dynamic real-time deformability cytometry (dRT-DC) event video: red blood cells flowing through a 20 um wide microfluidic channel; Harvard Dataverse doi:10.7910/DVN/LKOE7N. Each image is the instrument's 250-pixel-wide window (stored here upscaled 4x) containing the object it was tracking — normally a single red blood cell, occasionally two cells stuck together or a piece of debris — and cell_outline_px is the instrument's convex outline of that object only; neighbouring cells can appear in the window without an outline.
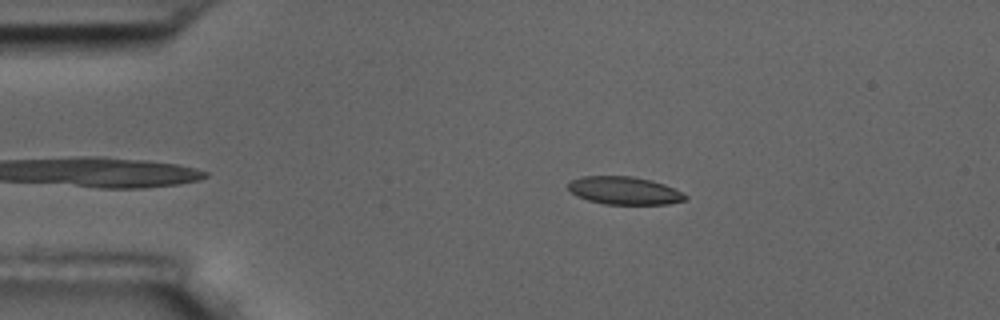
{"species": "common noctule bat (a hibernating species)", "species_latin": "Nyctalus noctula", "temperature_condition": "room temperature", "stored_images_in_passage": 5, "camera_frame_rate_fps": 3000, "um_per_image_px": 0.085, "animal": {"sex": "male", "body_mass_g": 17.5, "forearm_length_mm": 52.3}, "frame": {"image": 1, "passage_image": 1, "time_ms": 0.0, "image_size_px": [1000, 320], "cell_outline_px": [[688, 200], [668, 204], [604, 204], [588, 200], [576, 196], [568, 188], [568, 184], [572, 180], [580, 176], [632, 176], [652, 180], [664, 184], [688, 196]], "centroid_in_image_um": [53.07, 16.2], "position_along_channel_um": 31.9, "area_um2": 19.02}}
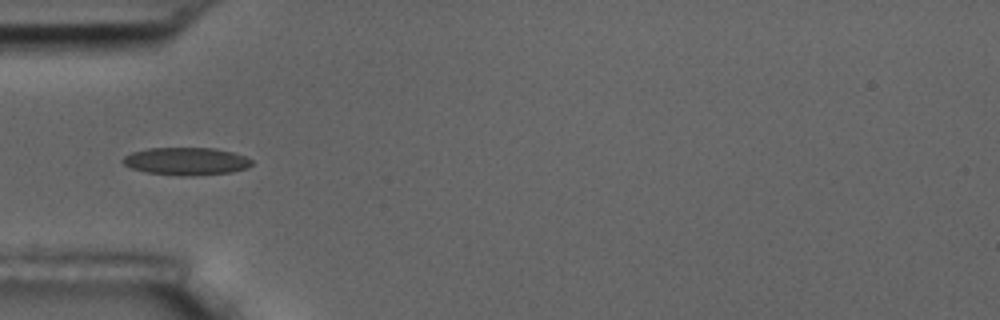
{"frame": {"image": 2, "passage_image": 3, "time_ms": 2.333, "image_size_px": [1000, 320], "cell_outline_px": [[252, 164], [248, 168], [232, 172], [192, 176], [180, 176], [144, 172], [132, 168], [124, 164], [120, 160], [124, 156], [132, 152], [148, 148], [216, 148], [232, 152], [244, 156], [252, 160]], "centroid_in_image_um": [15.82, 13.71], "position_along_channel_um": 69.2, "area_um2": 20.92}}
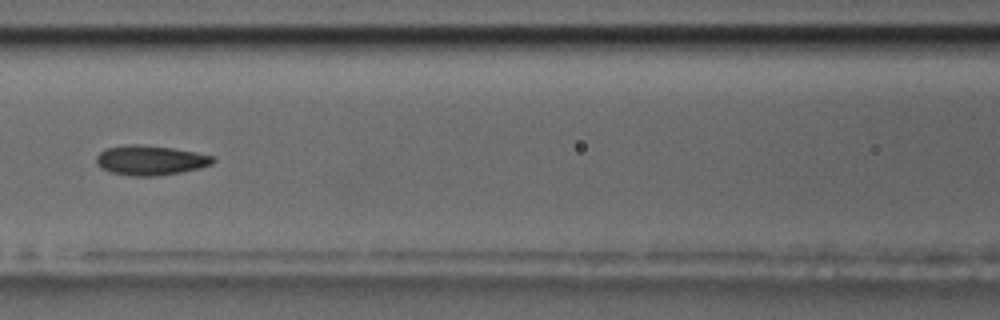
{"frame": {"image": 3, "passage_image": 5, "time_ms": 4.667, "image_size_px": [1000, 320], "cell_outline_px": [[216, 160], [212, 164], [200, 168], [180, 172], [156, 176], [132, 176], [112, 172], [100, 168], [96, 164], [96, 156], [100, 152], [108, 148], [124, 144], [140, 144], [172, 148], [196, 152], [212, 156]], "centroid_in_image_um": [12.77, 13.62], "position_along_channel_um": 153.8, "area_um2": 20.23}}